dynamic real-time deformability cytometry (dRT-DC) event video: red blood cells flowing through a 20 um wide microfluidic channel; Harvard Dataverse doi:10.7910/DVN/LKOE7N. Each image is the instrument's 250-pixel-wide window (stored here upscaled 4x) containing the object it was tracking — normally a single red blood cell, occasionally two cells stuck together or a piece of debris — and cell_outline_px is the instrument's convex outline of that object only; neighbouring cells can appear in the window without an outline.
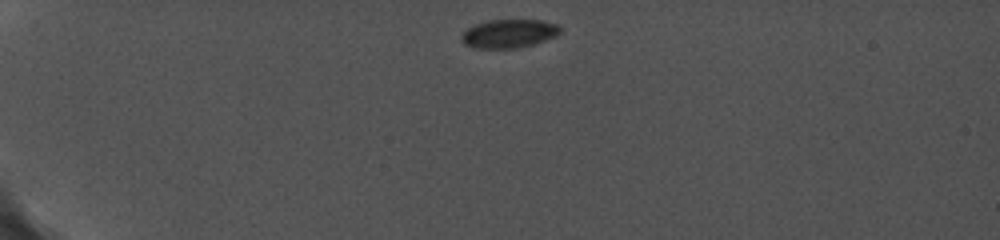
{"species": "common noctule bat (a hibernating species)", "species_latin": "Nyctalus noctula", "temperature_condition": "cold", "stored_images_in_passage": 61, "camera_frame_rate_fps": 5000, "um_per_image_px": 0.085, "animal": {"sex": "female", "body_mass_g": 19.0, "forearm_length_mm": 56.7}, "frame": {"image": 1, "passage_image": 1, "time_ms": 0.0, "image_size_px": [1000, 240], "cell_outline_px": [[560, 32], [556, 36], [520, 48], [476, 48], [464, 44], [460, 40], [460, 36], [468, 28], [476, 24], [488, 20], [540, 20], [556, 24], [560, 28]], "centroid_in_image_um": [43.23, 2.86], "position_along_channel_um": 41.8, "area_um2": 16.3}}
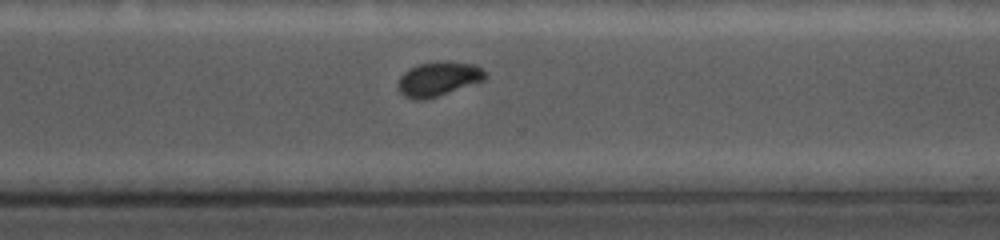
{"frame": {"image": 2, "passage_image": 46, "time_ms": 9.4, "image_size_px": [1000, 240], "cell_outline_px": [[488, 76], [484, 80], [424, 100], [416, 100], [404, 96], [400, 92], [396, 84], [400, 76], [404, 72], [420, 64], [448, 60], [476, 64]], "centroid_in_image_um": [37.25, 6.69], "position_along_channel_um": 333.3, "area_um2": 17.34}}
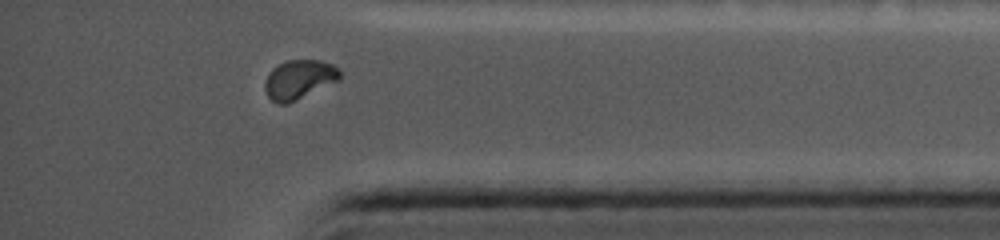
{"frame": {"image": 3, "passage_image": 56, "time_ms": 11.4, "image_size_px": [1000, 240], "cell_outline_px": [[340, 80], [288, 104], [280, 104], [272, 100], [268, 96], [264, 88], [264, 84], [268, 72], [272, 68], [288, 60], [320, 60], [332, 64], [340, 68]], "centroid_in_image_um": [25.43, 6.75], "position_along_channel_um": 409.8, "area_um2": 17.22}}